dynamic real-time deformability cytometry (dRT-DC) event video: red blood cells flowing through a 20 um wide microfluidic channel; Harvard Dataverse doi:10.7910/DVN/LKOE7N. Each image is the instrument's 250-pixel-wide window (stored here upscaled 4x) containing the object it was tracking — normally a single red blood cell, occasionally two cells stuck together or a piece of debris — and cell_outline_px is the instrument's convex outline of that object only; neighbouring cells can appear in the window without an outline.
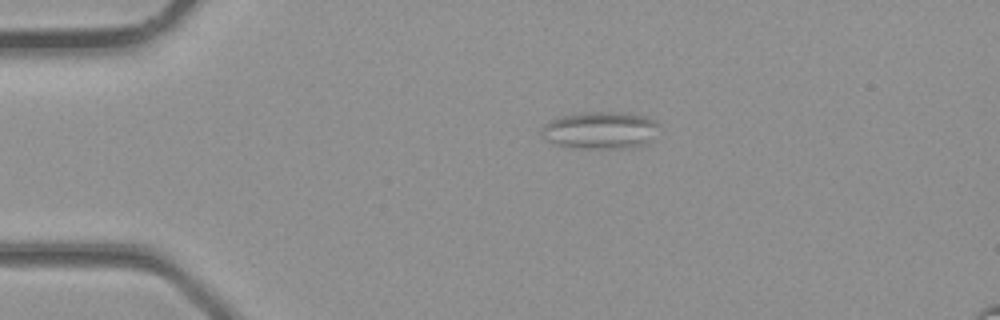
{"species": "common noctule bat (a hibernating species)", "species_latin": "Nyctalus noctula", "temperature_condition": "room temperature", "stored_images_in_passage": 3, "camera_frame_rate_fps": 3000, "um_per_image_px": 0.085, "animal": {"sex": "male", "body_mass_g": 23.1, "forearm_length_mm": 52.7}, "frame": {"image": 1, "passage_image": 2, "time_ms": 0.333, "image_size_px": [1000, 320], "cell_outline_px": [[660, 124], [648, 144], [636, 148], [564, 148], [548, 140], [540, 132], [540, 128], [544, 124], [552, 120], [576, 112], [616, 112], [644, 116], [656, 120]], "centroid_in_image_um": [51.03, 11.09], "position_along_channel_um": 34.0, "area_um2": 25.78}}